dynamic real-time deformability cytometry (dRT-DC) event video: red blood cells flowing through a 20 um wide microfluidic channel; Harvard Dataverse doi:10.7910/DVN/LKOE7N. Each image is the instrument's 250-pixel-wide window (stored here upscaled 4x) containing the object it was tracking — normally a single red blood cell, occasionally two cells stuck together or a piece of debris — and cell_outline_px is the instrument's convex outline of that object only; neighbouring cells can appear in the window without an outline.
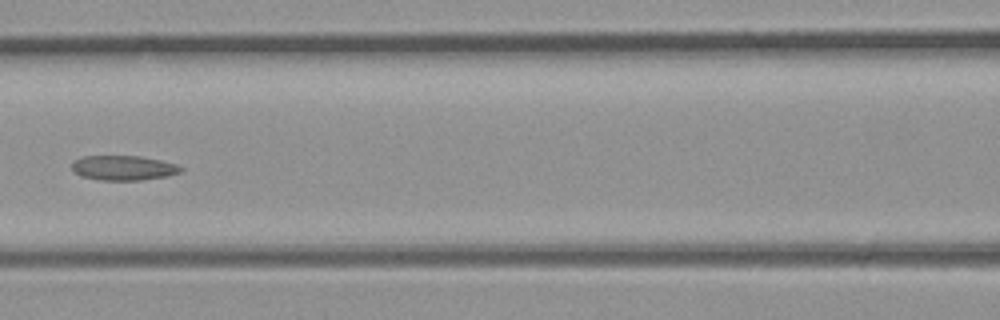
{"species": "common noctule bat (a hibernating species)", "species_latin": "Nyctalus noctula", "temperature_condition": "room temperature", "stored_images_in_passage": 29, "camera_frame_rate_fps": 3000, "um_per_image_px": 0.085, "animal": {"sex": "male", "body_mass_g": 23.1, "forearm_length_mm": 52.7}, "frame": {"image": 1, "passage_image": 9, "time_ms": 2.667, "image_size_px": [1000, 320], "cell_outline_px": [[184, 168], [180, 172], [168, 176], [140, 180], [104, 180], [84, 176], [76, 172], [72, 168], [72, 160], [80, 156], [140, 156], [160, 160], [176, 164]], "centroid_in_image_um": [10.51, 14.25], "position_along_channel_um": 156.1, "area_um2": 15.61}}
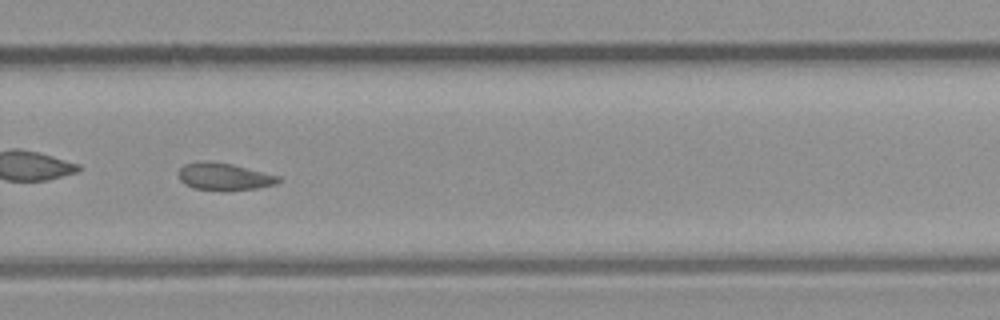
{"frame": {"image": 2, "passage_image": 17, "time_ms": 5.333, "image_size_px": [1000, 320], "cell_outline_px": [[284, 180], [276, 184], [256, 188], [192, 188], [184, 184], [180, 180], [180, 168], [184, 164], [196, 160], [208, 160], [232, 164], [280, 176]], "centroid_in_image_um": [19.06, 14.95], "position_along_channel_um": 310.7, "area_um2": 15.43}}
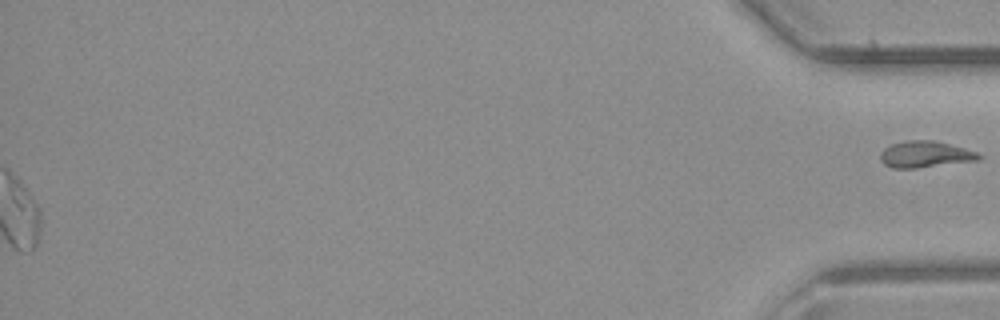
{"frame": {"image": 3, "passage_image": 29, "time_ms": 9.333, "image_size_px": [1000, 320], "cell_outline_px": [[984, 156], [980, 160], [916, 168], [892, 168], [884, 164], [880, 160], [880, 152], [884, 148], [892, 144], [908, 140], [932, 140], [964, 148], [976, 152]], "centroid_in_image_um": [78.64, 13.13], "position_along_channel_um": 356.6, "area_um2": 15.14}}